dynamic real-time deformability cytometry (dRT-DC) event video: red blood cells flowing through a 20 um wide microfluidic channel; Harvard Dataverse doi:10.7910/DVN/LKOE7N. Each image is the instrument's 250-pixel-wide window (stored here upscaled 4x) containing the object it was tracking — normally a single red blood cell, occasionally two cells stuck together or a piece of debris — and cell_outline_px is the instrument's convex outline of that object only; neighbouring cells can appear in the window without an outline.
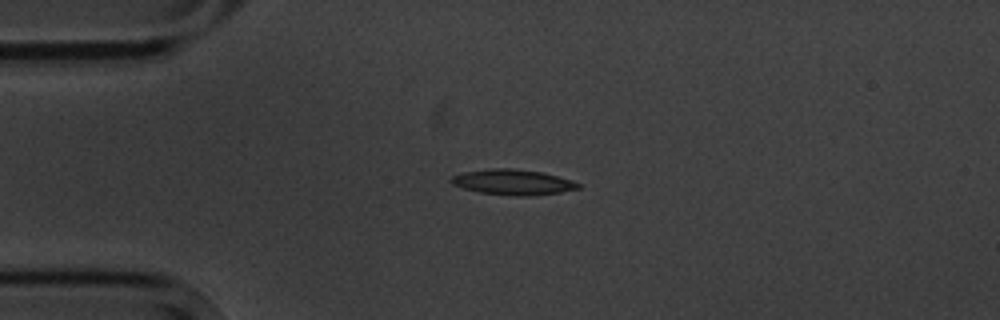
{"species": "common noctule bat (a hibernating species)", "species_latin": "Nyctalus noctula", "temperature_condition": "cold", "stored_images_in_passage": 2, "camera_frame_rate_fps": 3000, "um_per_image_px": 0.085, "animal": {"sex": "male", "body_mass_g": 20.1, "forearm_length_mm": 53.5}, "frame": {"image": 1, "passage_image": 1, "time_ms": 0.0, "image_size_px": [1000, 320], "cell_outline_px": [[580, 188], [560, 192], [532, 196], [516, 196], [480, 192], [464, 188], [452, 184], [448, 180], [452, 176], [464, 172], [492, 168], [508, 168], [540, 172], [556, 176], [580, 184]], "centroid_in_image_um": [43.55, 15.49], "position_along_channel_um": 41.4, "area_um2": 18.5}}